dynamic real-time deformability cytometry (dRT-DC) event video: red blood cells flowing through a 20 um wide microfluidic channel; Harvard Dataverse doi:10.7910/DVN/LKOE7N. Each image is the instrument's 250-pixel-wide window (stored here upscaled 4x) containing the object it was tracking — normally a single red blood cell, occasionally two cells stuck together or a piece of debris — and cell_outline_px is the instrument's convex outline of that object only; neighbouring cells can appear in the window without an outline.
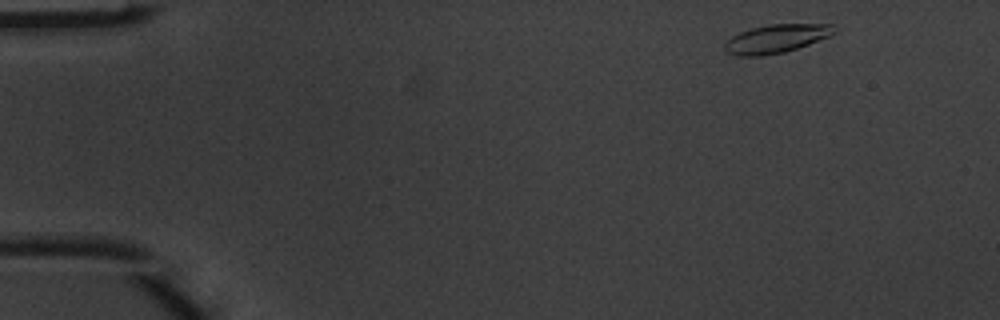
{"species": "common noctule bat (a hibernating species)", "species_latin": "Nyctalus noctula", "temperature_condition": "warm", "stored_images_in_passage": 5, "camera_frame_rate_fps": 3000, "um_per_image_px": 0.085, "animal": {"sex": "male", "body_mass_g": 20.1, "forearm_length_mm": 53.5}, "frame": {"image": 1, "passage_image": 5, "time_ms": 1.333, "image_size_px": [1000, 320], "cell_outline_px": [[836, 32], [832, 36], [784, 52], [764, 56], [740, 56], [728, 52], [724, 48], [724, 44], [732, 36], [740, 32], [752, 28], [768, 24], [832, 24], [836, 28]], "centroid_in_image_um": [66.02, 3.28], "position_along_channel_um": 19.0, "area_um2": 18.15}}